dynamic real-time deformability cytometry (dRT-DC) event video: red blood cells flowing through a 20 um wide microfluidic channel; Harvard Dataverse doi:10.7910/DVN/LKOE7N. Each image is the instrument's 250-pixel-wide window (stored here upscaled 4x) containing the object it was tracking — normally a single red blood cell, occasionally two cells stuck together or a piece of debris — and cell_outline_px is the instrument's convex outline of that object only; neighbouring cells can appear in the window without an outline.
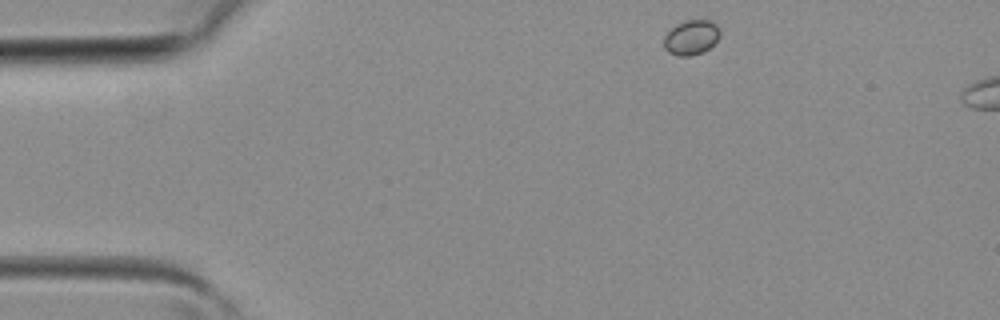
{"species": "common noctule bat (a hibernating species)", "species_latin": "Nyctalus noctula", "temperature_condition": "room temperature", "stored_images_in_passage": 2, "camera_frame_rate_fps": 3000, "um_per_image_px": 0.085, "animal": {"sex": "female", "body_mass_g": 19.3, "forearm_length_mm": 54.1}, "frame": {"image": 1, "passage_image": 1, "time_ms": 0.0, "image_size_px": [1000, 320], "cell_outline_px": [[720, 36], [704, 52], [688, 56], [680, 56], [668, 52], [664, 48], [664, 36], [676, 24], [684, 20], [712, 20], [716, 24], [720, 32]], "centroid_in_image_um": [58.75, 3.17], "position_along_channel_um": 26.3, "area_um2": 11.33}}